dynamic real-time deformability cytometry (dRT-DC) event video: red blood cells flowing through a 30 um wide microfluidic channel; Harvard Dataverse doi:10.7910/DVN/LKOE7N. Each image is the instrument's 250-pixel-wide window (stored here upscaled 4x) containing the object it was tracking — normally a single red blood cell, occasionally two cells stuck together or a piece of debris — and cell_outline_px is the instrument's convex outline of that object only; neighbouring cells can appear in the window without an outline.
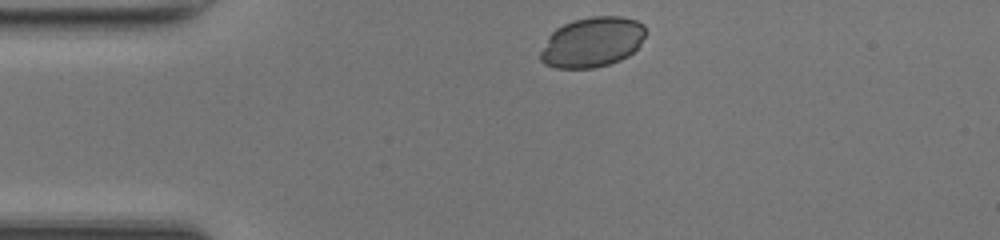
{"species": "common noctule bat (a hibernating species)", "species_latin": "Nyctalus noctula", "temperature_condition": "room temperature", "stored_images_in_passage": 40, "camera_frame_rate_fps": 3000, "um_per_image_px": 0.085, "animal": {"sex": "female", "body_mass_g": 17.0, "forearm_length_mm": 48.0}, "frame": {"image": 1, "passage_image": 1, "time_ms": 0.0, "image_size_px": [1000, 240], "cell_outline_px": [[648, 32], [640, 44], [628, 56], [620, 60], [608, 64], [592, 68], [556, 68], [544, 64], [540, 60], [540, 52], [548, 36], [556, 28], [572, 20], [592, 16], [620, 16], [636, 20], [644, 24]], "centroid_in_image_um": [50.35, 3.57], "position_along_channel_um": 34.7, "area_um2": 30.92}}